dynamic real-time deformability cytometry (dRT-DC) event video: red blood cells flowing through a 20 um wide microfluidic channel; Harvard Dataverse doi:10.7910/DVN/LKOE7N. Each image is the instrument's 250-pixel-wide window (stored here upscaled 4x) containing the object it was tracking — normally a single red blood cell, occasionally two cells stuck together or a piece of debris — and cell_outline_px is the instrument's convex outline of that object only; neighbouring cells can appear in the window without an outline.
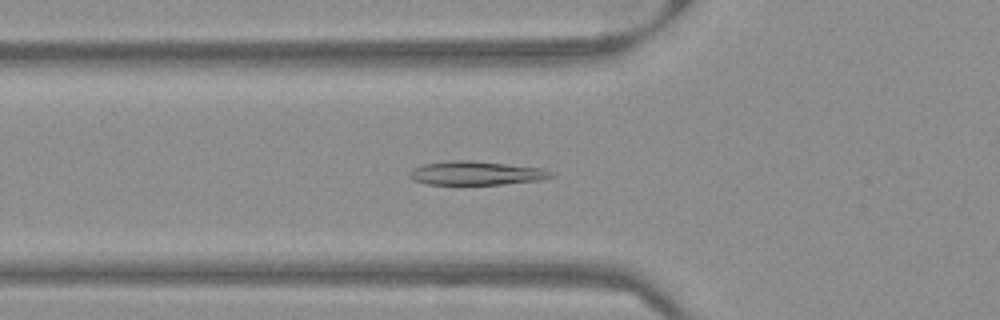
{"species": "Egyptian fruit bat (a non-hibernating species)", "species_latin": "Rousettus aegyptiacus", "temperature_condition": "warm", "stored_images_in_passage": 38, "camera_frame_rate_fps": 3000, "um_per_image_px": 0.085, "frame": {"image": 1, "passage_image": 5, "time_ms": 1.333, "image_size_px": [1000, 320], "cell_outline_px": [[556, 176], [540, 180], [504, 184], [424, 184], [412, 180], [408, 176], [408, 172], [412, 168], [424, 164], [452, 160], [472, 160], [544, 168], [552, 172]], "centroid_in_image_um": [40.46, 14.71], "position_along_channel_um": 85.3, "area_um2": 19.83}}
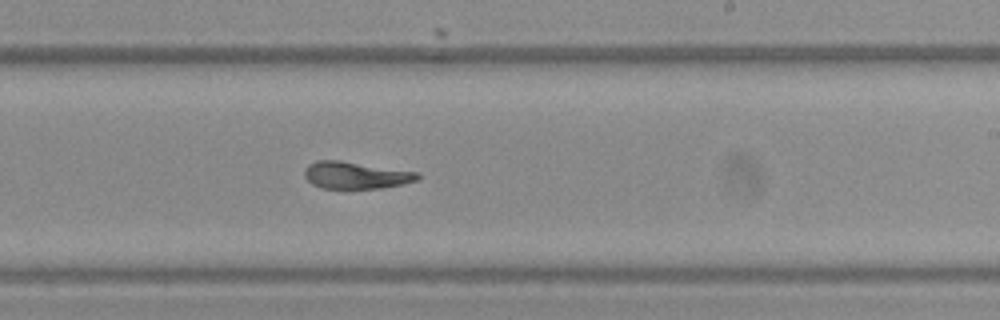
{"frame": {"image": 2, "passage_image": 18, "time_ms": 5.667, "image_size_px": [1000, 320], "cell_outline_px": [[420, 180], [404, 184], [380, 188], [320, 188], [312, 184], [304, 176], [304, 168], [308, 164], [316, 160], [340, 160], [420, 172]], "centroid_in_image_um": [30.26, 14.88], "position_along_channel_um": 258.7, "area_um2": 18.09}}
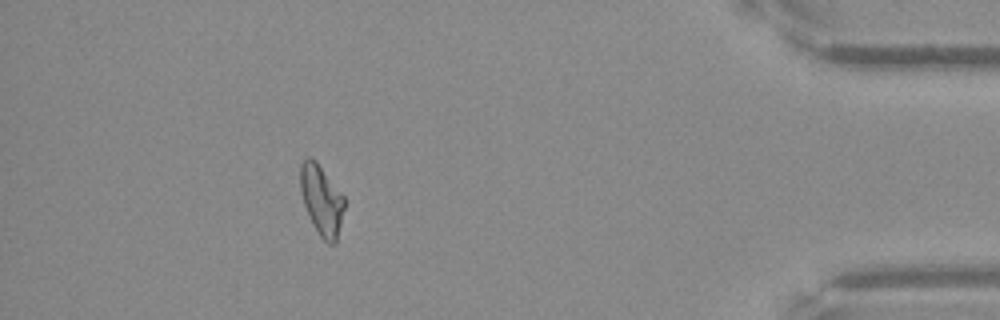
{"frame": {"image": 3, "passage_image": 33, "time_ms": 10.667, "image_size_px": [1000, 320], "cell_outline_px": [[344, 208], [336, 244], [328, 244], [320, 236], [312, 224], [304, 204], [300, 192], [300, 164], [308, 156], [312, 156], [316, 160], [344, 196]], "centroid_in_image_um": [27.32, 16.99], "position_along_channel_um": 407.9, "area_um2": 18.09}}